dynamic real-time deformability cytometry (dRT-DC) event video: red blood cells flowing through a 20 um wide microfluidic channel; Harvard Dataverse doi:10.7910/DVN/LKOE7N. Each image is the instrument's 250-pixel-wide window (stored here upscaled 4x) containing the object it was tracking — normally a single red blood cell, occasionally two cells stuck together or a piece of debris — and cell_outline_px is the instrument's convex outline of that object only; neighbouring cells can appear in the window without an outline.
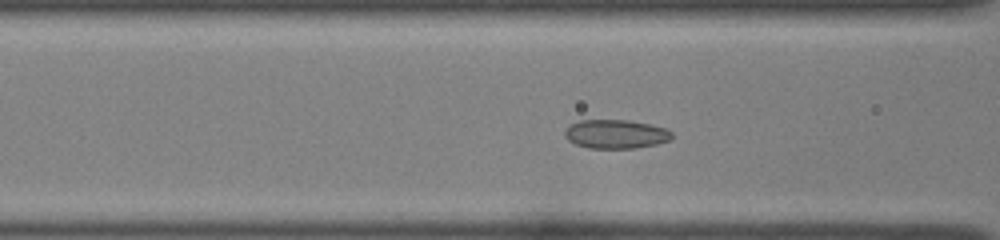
{"species": "common noctule bat (a hibernating species)", "species_latin": "Nyctalus noctula", "temperature_condition": "room temperature", "stored_images_in_passage": 43, "camera_frame_rate_fps": 3000, "um_per_image_px": 0.085, "animal": {"sex": "female", "body_mass_g": 22.0, "forearm_length_mm": 56.7}, "frame": {"image": 1, "passage_image": 14, "time_ms": 4.333, "image_size_px": [1000, 240], "cell_outline_px": [[672, 136], [668, 140], [656, 144], [636, 148], [588, 148], [576, 144], [568, 140], [564, 136], [564, 128], [568, 124], [580, 120], [628, 120], [668, 128], [672, 132]], "centroid_in_image_um": [52.3, 11.39], "position_along_channel_um": 114.3, "area_um2": 18.15}}
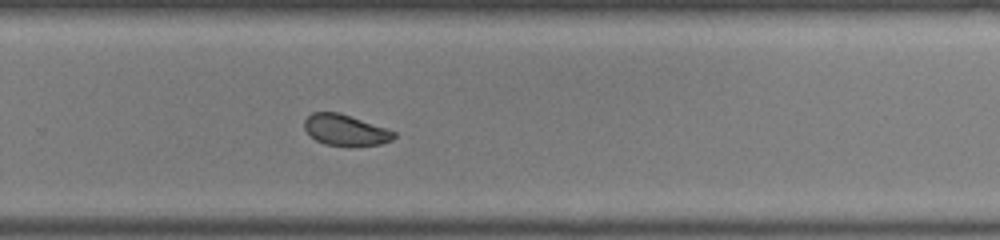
{"frame": {"image": 2, "passage_image": 28, "time_ms": 9.0, "image_size_px": [1000, 240], "cell_outline_px": [[396, 136], [392, 140], [380, 144], [324, 144], [316, 140], [304, 128], [304, 120], [312, 112], [340, 112], [396, 132]], "centroid_in_image_um": [29.34, 11.02], "position_along_channel_um": 300.5, "area_um2": 15.66}}
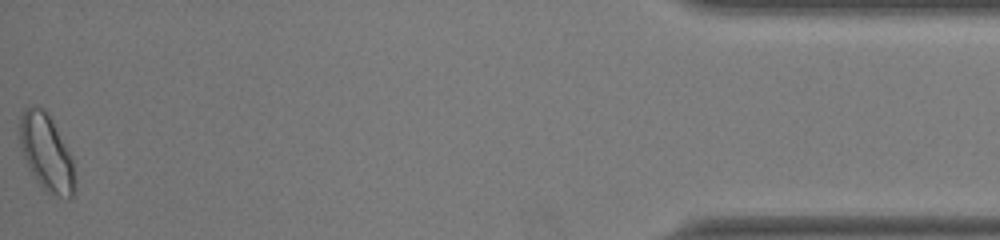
{"frame": {"image": 3, "passage_image": 43, "time_ms": 14.0, "image_size_px": [1000, 240], "cell_outline_px": [[76, 188], [72, 200], [68, 200], [44, 192], [28, 168], [20, 148], [20, 116], [24, 108], [32, 104], [44, 108], [48, 112], [72, 156]], "centroid_in_image_um": [3.96, 13.01], "position_along_channel_um": 431.2, "area_um2": 25.37}, "authors_computed_cell_mechanics": {"area_um2": 17.6868, "velocity_mm_per_s": 3.9982, "shape_relaxation_time_tau1_ms": 2.3336, "shape_relaxation_time_tau2_ms": 1.7526, "deformation_change_tau1": 0.0666, "deformation_change_tau2": 0.0583}}